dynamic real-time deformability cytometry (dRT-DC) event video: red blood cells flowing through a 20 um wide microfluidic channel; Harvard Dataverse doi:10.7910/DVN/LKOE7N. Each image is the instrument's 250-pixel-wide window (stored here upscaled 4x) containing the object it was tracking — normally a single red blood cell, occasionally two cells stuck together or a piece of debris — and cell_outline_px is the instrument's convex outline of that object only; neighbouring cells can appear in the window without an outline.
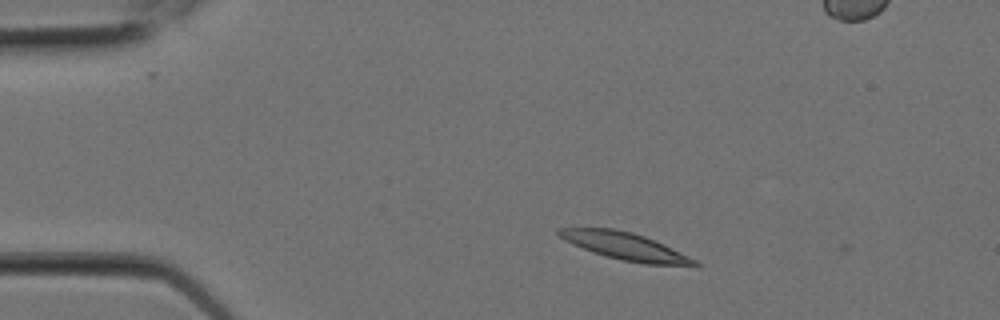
{"species": "Egyptian fruit bat (a non-hibernating species)", "species_latin": "Rousettus aegyptiacus", "temperature_condition": "room temperature", "stored_images_in_passage": 2, "camera_frame_rate_fps": 3000, "um_per_image_px": 0.085, "animal": {"sex": "female"}, "frame": {"image": 1, "passage_image": 1, "time_ms": 0.0, "image_size_px": [1000, 320], "cell_outline_px": [[700, 264], [696, 268], [644, 264], [624, 260], [592, 252], [564, 240], [556, 232], [556, 228], [612, 228], [632, 232], [644, 236], [664, 244], [696, 260]], "centroid_in_image_um": [53.23, 20.96], "position_along_channel_um": 31.8, "area_um2": 21.79}}